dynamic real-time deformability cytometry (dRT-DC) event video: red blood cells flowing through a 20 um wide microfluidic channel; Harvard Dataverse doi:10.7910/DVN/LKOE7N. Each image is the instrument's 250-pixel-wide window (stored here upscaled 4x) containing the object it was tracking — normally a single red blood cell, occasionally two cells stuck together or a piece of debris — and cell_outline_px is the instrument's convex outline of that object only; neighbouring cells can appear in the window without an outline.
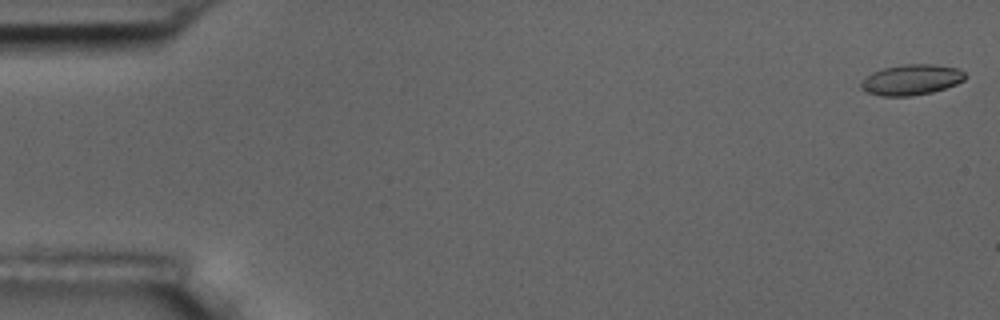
{"species": "common noctule bat (a hibernating species)", "species_latin": "Nyctalus noctula", "temperature_condition": "room temperature", "stored_images_in_passage": 3, "camera_frame_rate_fps": 3000, "um_per_image_px": 0.085, "animal": {"sex": "male", "body_mass_g": 17.5, "forearm_length_mm": 52.3}, "frame": {"image": 1, "passage_image": 1, "time_ms": 0.0, "image_size_px": [1000, 320], "cell_outline_px": [[968, 76], [964, 80], [956, 84], [932, 92], [912, 96], [880, 96], [868, 92], [860, 88], [860, 84], [864, 76], [872, 72], [884, 68], [904, 64], [932, 64], [956, 68], [964, 72]], "centroid_in_image_um": [77.45, 6.78], "position_along_channel_um": 7.6, "area_um2": 18.61}}